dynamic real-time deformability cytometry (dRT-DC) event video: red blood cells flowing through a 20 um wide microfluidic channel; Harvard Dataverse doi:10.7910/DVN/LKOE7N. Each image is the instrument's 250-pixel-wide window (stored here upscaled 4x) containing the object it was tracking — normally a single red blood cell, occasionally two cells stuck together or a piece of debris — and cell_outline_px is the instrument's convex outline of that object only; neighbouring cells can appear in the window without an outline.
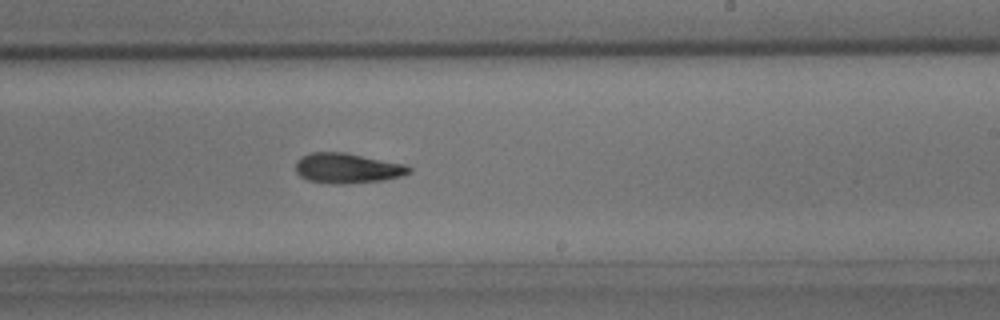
{"species": "common noctule bat (a hibernating species)", "species_latin": "Nyctalus noctula", "temperature_condition": "room temperature", "stored_images_in_passage": 38, "camera_frame_rate_fps": 3000, "um_per_image_px": 0.085, "animal": {"sex": "male", "body_mass_g": 15.6}, "frame": {"image": 1, "passage_image": 27, "time_ms": 8.667, "image_size_px": [1000, 320], "cell_outline_px": [[412, 172], [404, 176], [384, 180], [344, 184], [332, 184], [308, 180], [300, 176], [296, 172], [296, 160], [300, 156], [312, 152], [344, 152], [404, 164], [412, 168]], "centroid_in_image_um": [29.53, 14.3], "position_along_channel_um": 259.5, "area_um2": 20.06}}